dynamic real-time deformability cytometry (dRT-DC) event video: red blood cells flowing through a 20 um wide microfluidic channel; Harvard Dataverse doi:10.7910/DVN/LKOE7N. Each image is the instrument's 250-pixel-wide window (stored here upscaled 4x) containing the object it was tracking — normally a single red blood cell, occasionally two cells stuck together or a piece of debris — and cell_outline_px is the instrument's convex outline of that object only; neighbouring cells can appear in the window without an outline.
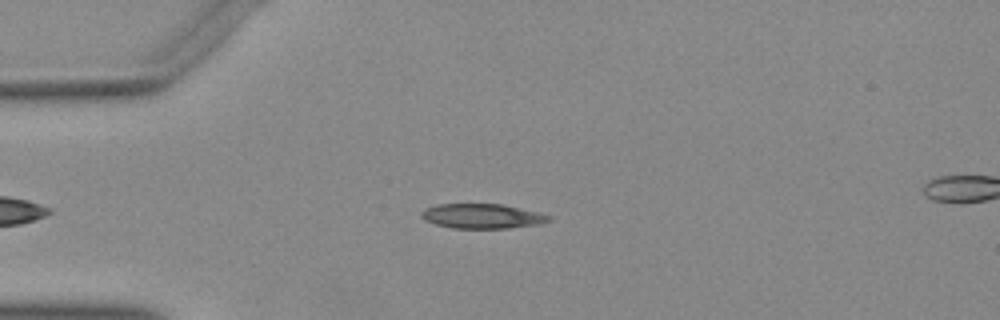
{"species": "Egyptian fruit bat (a non-hibernating species)", "species_latin": "Rousettus aegyptiacus", "temperature_condition": "warm", "stored_images_in_passage": 38, "camera_frame_rate_fps": 3000, "um_per_image_px": 0.085, "animal": {"sex": "female"}, "frame": {"image": 1, "passage_image": 3, "time_ms": 0.667, "image_size_px": [1000, 320], "cell_outline_px": [[552, 220], [540, 224], [508, 228], [452, 228], [436, 224], [424, 220], [420, 216], [420, 212], [424, 208], [436, 204], [504, 204], [540, 212], [552, 216]], "centroid_in_image_um": [41.0, 18.36], "position_along_channel_um": 44.0, "area_um2": 18.61}}
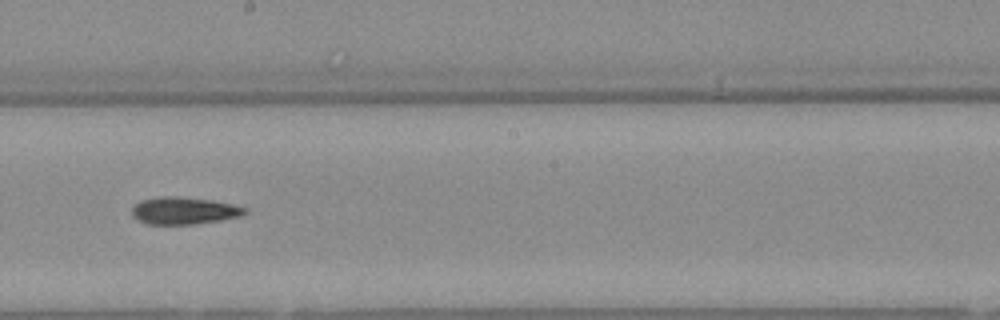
{"frame": {"image": 2, "passage_image": 19, "time_ms": 6.0, "image_size_px": [1000, 320], "cell_outline_px": [[248, 212], [240, 216], [220, 220], [196, 224], [148, 224], [136, 220], [132, 216], [132, 208], [140, 200], [160, 196], [176, 196], [212, 200], [232, 204], [248, 208]], "centroid_in_image_um": [15.63, 17.9], "position_along_channel_um": 232.6, "area_um2": 18.03}}
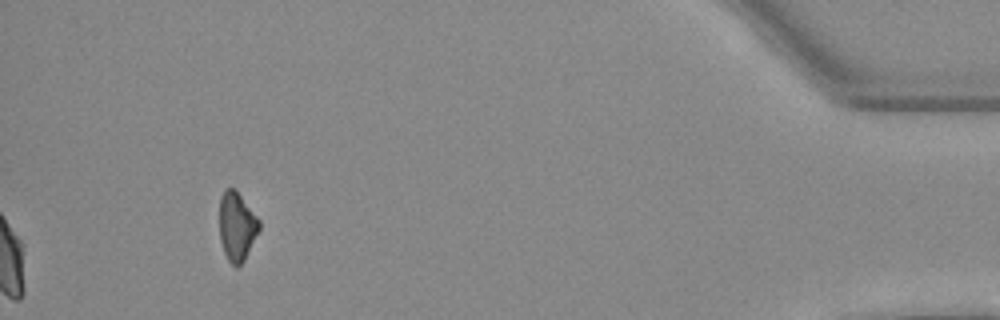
{"frame": {"image": 3, "passage_image": 38, "time_ms": 12.333, "image_size_px": [1000, 320], "cell_outline_px": [[260, 228], [244, 260], [236, 268], [228, 260], [224, 252], [220, 240], [220, 196], [224, 188], [236, 188], [260, 220]], "centroid_in_image_um": [20.13, 19.2], "position_along_channel_um": 415.1, "area_um2": 16.01}}